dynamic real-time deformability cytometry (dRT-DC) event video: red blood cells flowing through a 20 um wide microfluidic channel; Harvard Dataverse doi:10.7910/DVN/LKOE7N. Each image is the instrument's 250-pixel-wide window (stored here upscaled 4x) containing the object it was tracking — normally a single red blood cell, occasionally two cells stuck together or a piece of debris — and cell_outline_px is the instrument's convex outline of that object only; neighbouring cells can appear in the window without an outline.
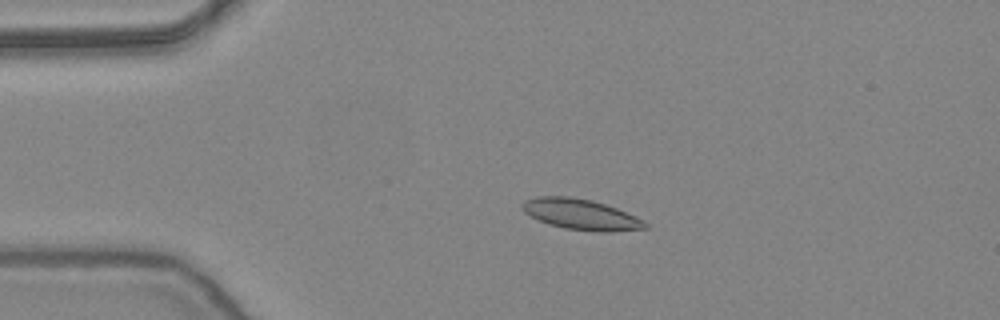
{"species": "common noctule bat (a hibernating species)", "species_latin": "Nyctalus noctula", "temperature_condition": "warm", "stored_images_in_passage": 50, "camera_frame_rate_fps": 3000, "um_per_image_px": 0.085, "animal": {"sex": "female", "body_mass_g": 24.6, "forearm_length_mm": 56.2}, "frame": {"image": 1, "passage_image": 11, "time_ms": 3.333, "image_size_px": [1000, 320], "cell_outline_px": [[648, 228], [612, 232], [604, 232], [564, 228], [548, 224], [524, 212], [520, 208], [520, 204], [524, 200], [536, 196], [568, 196], [592, 200], [616, 208], [644, 220], [648, 224]], "centroid_in_image_um": [49.36, 18.22], "position_along_channel_um": 35.6, "area_um2": 21.96}}
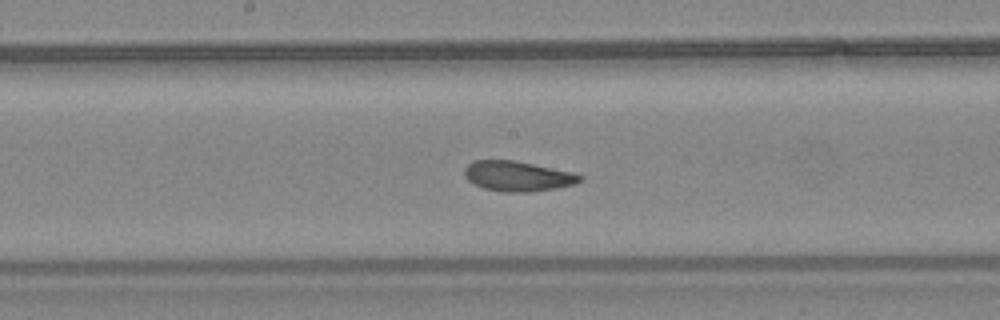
{"frame": {"image": 2, "passage_image": 27, "time_ms": 8.667, "image_size_px": [1000, 320], "cell_outline_px": [[584, 180], [576, 184], [556, 188], [528, 192], [504, 192], [484, 188], [472, 184], [464, 176], [464, 168], [472, 160], [516, 160], [572, 172], [584, 176]], "centroid_in_image_um": [44.0, 14.97], "position_along_channel_um": 204.2, "area_um2": 20.52}}
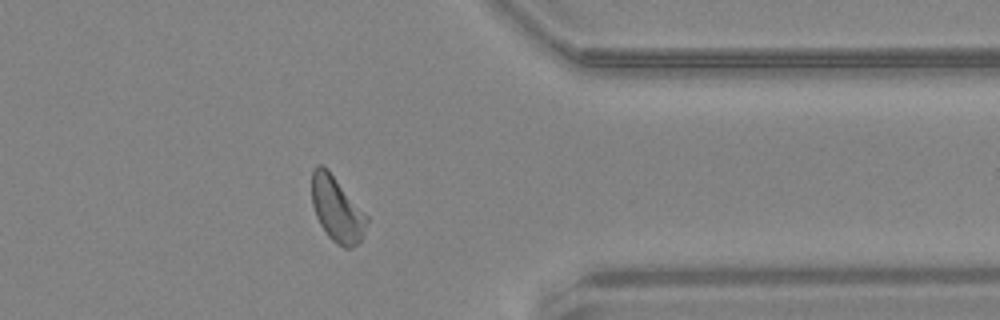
{"frame": {"image": 3, "passage_image": 42, "time_ms": 13.667, "image_size_px": [1000, 320], "cell_outline_px": [[368, 220], [360, 240], [352, 248], [344, 248], [336, 244], [328, 236], [320, 224], [316, 216], [312, 204], [312, 168], [316, 164], [324, 164], [328, 168], [368, 216]], "centroid_in_image_um": [28.61, 17.74], "position_along_channel_um": 382.8, "area_um2": 20.98}}